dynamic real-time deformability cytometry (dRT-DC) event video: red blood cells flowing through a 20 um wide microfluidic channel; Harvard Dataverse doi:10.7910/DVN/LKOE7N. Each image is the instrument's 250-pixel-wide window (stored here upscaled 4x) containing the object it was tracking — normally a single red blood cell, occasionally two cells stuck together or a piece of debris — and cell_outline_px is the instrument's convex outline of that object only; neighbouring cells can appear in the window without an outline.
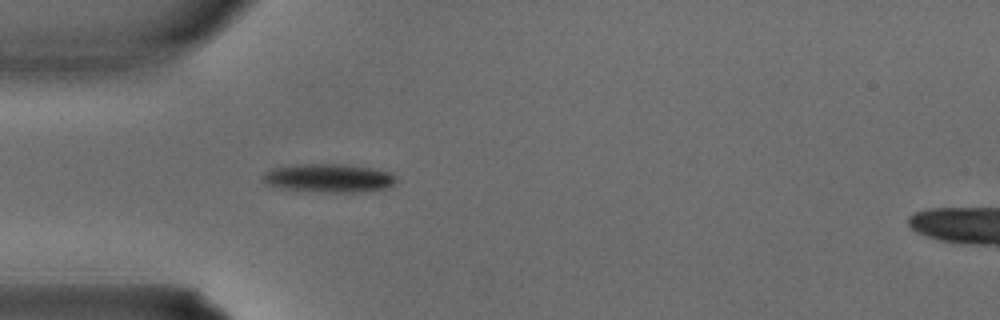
{"species": "common noctule bat (a hibernating species)", "species_latin": "Nyctalus noctula", "temperature_condition": "warm", "stored_images_in_passage": 4, "camera_frame_rate_fps": 3000, "um_per_image_px": 0.085, "animal": {"sex": "male", "body_mass_g": 15.6}, "frame": {"image": 1, "passage_image": 3, "time_ms": 0.667, "image_size_px": [1000, 320], "cell_outline_px": [[396, 184], [388, 188], [372, 192], [320, 192], [280, 188], [264, 184], [260, 176], [264, 172], [272, 168], [296, 164], [348, 164], [376, 168], [392, 172], [396, 176]], "centroid_in_image_um": [27.99, 15.14], "position_along_channel_um": 57.0, "area_um2": 22.95}}